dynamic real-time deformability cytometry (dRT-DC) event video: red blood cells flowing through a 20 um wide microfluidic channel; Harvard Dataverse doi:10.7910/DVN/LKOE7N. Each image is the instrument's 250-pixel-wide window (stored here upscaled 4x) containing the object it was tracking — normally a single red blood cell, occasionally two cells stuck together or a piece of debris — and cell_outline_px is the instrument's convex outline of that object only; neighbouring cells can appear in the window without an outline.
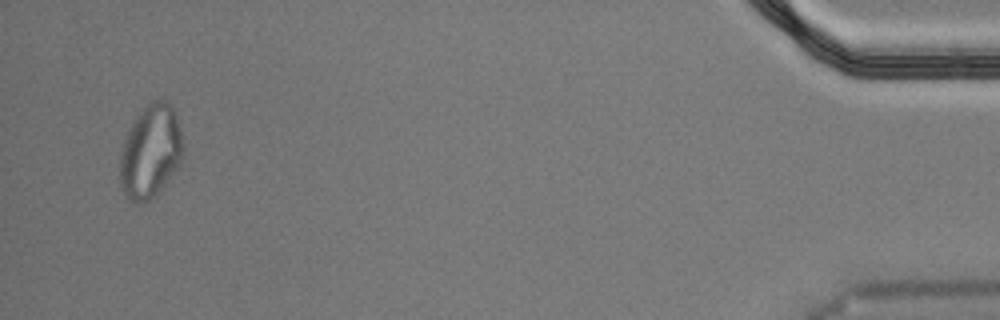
{"species": "Egyptian fruit bat (a non-hibernating species)", "species_latin": "Rousettus aegyptiacus", "temperature_condition": "cold", "stored_images_in_passage": 55, "segment_of_instrument_passage": [2, 2], "camera_frame_rate_fps": 3000, "um_per_image_px": 0.085, "animal": {"sex": "male"}, "frame": {"image": 1, "passage_image": 53, "time_ms": 17.333, "image_size_px": [1000, 320], "cell_outline_px": [[184, 156], [180, 164], [160, 192], [148, 200], [128, 200], [120, 184], [120, 152], [124, 140], [136, 116], [152, 100], [164, 100], [172, 104], [176, 116], [184, 144]], "centroid_in_image_um": [12.82, 12.87], "position_along_channel_um": 422.4, "area_um2": 34.28}}